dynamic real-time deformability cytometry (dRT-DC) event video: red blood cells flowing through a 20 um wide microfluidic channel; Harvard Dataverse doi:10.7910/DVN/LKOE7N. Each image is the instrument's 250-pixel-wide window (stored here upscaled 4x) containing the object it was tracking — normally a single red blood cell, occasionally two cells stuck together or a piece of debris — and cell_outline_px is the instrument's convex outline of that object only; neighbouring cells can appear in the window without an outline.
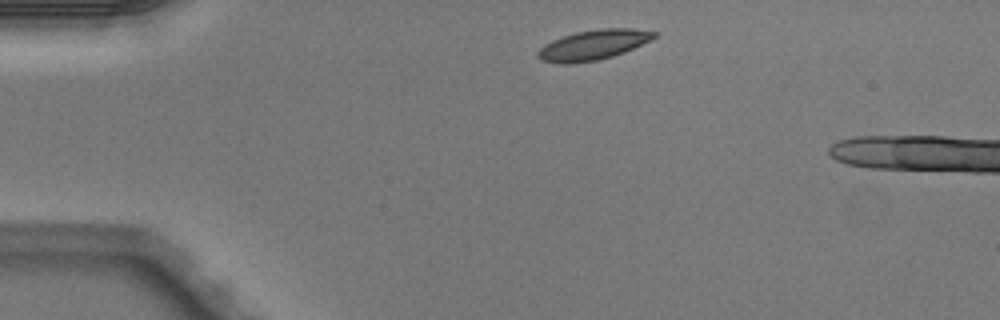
{"species": "Egyptian fruit bat (a non-hibernating species)", "species_latin": "Rousettus aegyptiacus", "temperature_condition": "warm", "stored_images_in_passage": 2, "camera_frame_rate_fps": 3000, "um_per_image_px": 0.085, "animal": {"sex": "male"}, "frame": {"image": 1, "passage_image": 1, "time_ms": 0.0, "image_size_px": [1000, 320], "cell_outline_px": [[660, 32], [652, 40], [624, 52], [612, 56], [596, 60], [568, 64], [560, 64], [540, 60], [536, 56], [536, 52], [544, 44], [552, 40], [576, 32], [600, 28], [632, 28]], "centroid_in_image_um": [50.43, 3.81], "position_along_channel_um": 34.6, "area_um2": 20.46}}